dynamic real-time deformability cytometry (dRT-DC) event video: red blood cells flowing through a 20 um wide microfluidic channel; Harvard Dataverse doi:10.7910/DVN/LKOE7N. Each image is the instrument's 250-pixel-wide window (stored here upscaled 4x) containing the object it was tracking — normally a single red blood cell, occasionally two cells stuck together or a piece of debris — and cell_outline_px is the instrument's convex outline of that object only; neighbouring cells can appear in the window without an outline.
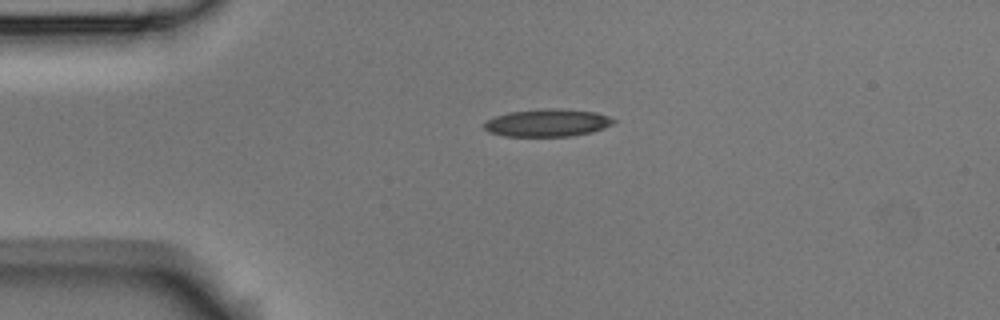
{"species": "Egyptian fruit bat (a non-hibernating species)", "species_latin": "Rousettus aegyptiacus", "temperature_condition": "room temperature", "stored_images_in_passage": 42, "camera_frame_rate_fps": 3000, "um_per_image_px": 0.085, "animal": {"sex": "male"}, "frame": {"image": 1, "passage_image": 1, "time_ms": 0.0, "image_size_px": [1000, 320], "cell_outline_px": [[616, 120], [612, 124], [604, 128], [592, 132], [572, 136], [504, 136], [488, 132], [484, 128], [484, 124], [488, 120], [496, 116], [508, 112], [548, 108], [556, 108], [596, 112], [608, 116]], "centroid_in_image_um": [46.54, 10.44], "position_along_channel_um": 38.5, "area_um2": 20.75}}
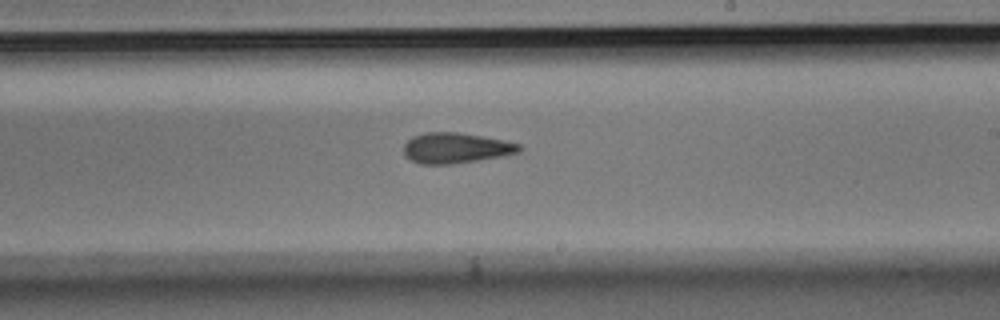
{"frame": {"image": 2, "passage_image": 20, "time_ms": 6.333, "image_size_px": [1000, 320], "cell_outline_px": [[524, 148], [520, 152], [504, 156], [448, 164], [420, 164], [404, 156], [404, 144], [412, 136], [424, 132], [456, 132], [504, 140], [520, 144]], "centroid_in_image_um": [38.75, 12.57], "position_along_channel_um": 250.3, "area_um2": 20.52}}
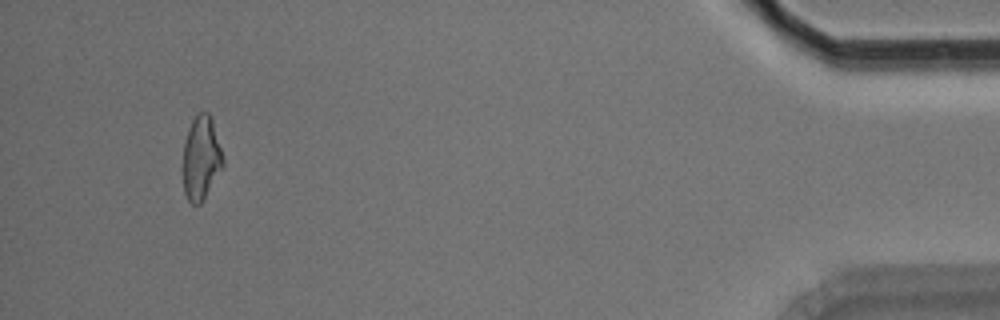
{"frame": {"image": 3, "passage_image": 39, "time_ms": 12.667, "image_size_px": [1000, 320], "cell_outline_px": [[224, 164], [200, 204], [192, 204], [188, 200], [184, 192], [184, 140], [188, 128], [196, 112], [208, 112], [212, 120], [224, 156]], "centroid_in_image_um": [17.1, 13.39], "position_along_channel_um": 418.1, "area_um2": 19.36}, "authors_computed_cell_mechanics": {"area_um2": 20.4034, "velocity_mm_per_s": 3.7917, "shape_relaxation_time_tau1_ms": null, "shape_relaxation_time_tau2_ms": 2.7559, "deformation_change_tau1": null, "deformation_change_tau2": 0.1374}}